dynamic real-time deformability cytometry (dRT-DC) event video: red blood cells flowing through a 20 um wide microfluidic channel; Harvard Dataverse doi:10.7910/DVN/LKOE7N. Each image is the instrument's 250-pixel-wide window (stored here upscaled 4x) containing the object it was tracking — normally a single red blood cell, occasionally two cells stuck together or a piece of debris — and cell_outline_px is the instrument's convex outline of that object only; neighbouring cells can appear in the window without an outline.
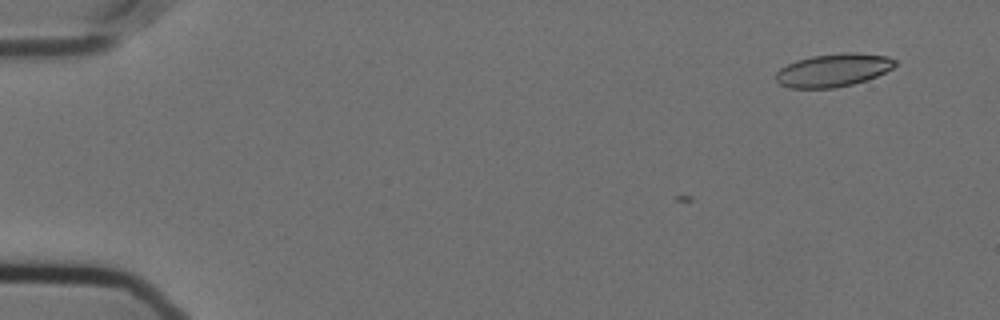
{"species": "Egyptian fruit bat (a non-hibernating species)", "species_latin": "Rousettus aegyptiacus", "temperature_condition": "cold", "stored_images_in_passage": 3, "camera_frame_rate_fps": 3000, "um_per_image_px": 0.085, "animal": {"sex": "female"}, "frame": {"image": 1, "passage_image": 3, "time_ms": 0.667, "image_size_px": [1000, 320], "cell_outline_px": [[896, 64], [892, 68], [876, 76], [852, 84], [832, 88], [788, 88], [780, 84], [776, 80], [776, 72], [780, 68], [796, 60], [812, 56], [844, 52], [856, 52], [888, 56], [896, 60]], "centroid_in_image_um": [70.81, 5.95], "position_along_channel_um": 14.2, "area_um2": 22.89}}